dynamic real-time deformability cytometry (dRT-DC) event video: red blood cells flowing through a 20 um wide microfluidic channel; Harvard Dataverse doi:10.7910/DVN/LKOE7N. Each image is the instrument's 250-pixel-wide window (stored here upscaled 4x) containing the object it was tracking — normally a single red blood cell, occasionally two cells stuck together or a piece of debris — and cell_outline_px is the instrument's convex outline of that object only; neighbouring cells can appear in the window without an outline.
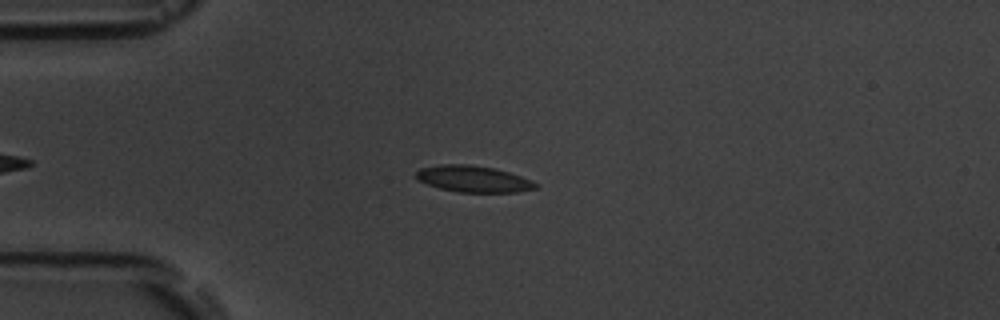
{"species": "common noctule bat (a hibernating species)", "species_latin": "Nyctalus noctula", "temperature_condition": "room temperature", "stored_images_in_passage": 13, "camera_frame_rate_fps": 3000, "um_per_image_px": 0.085, "animal": {"sex": "male", "body_mass_g": 19.5, "forearm_length_mm": 54.6}, "frame": {"image": 1, "passage_image": 2, "time_ms": 2.0, "image_size_px": [1000, 320], "cell_outline_px": [[540, 184], [536, 188], [516, 192], [460, 192], [440, 188], [416, 180], [416, 172], [420, 168], [440, 164], [468, 164], [496, 168], [532, 180]], "centroid_in_image_um": [40.23, 15.2], "position_along_channel_um": 44.8, "area_um2": 18.44}}
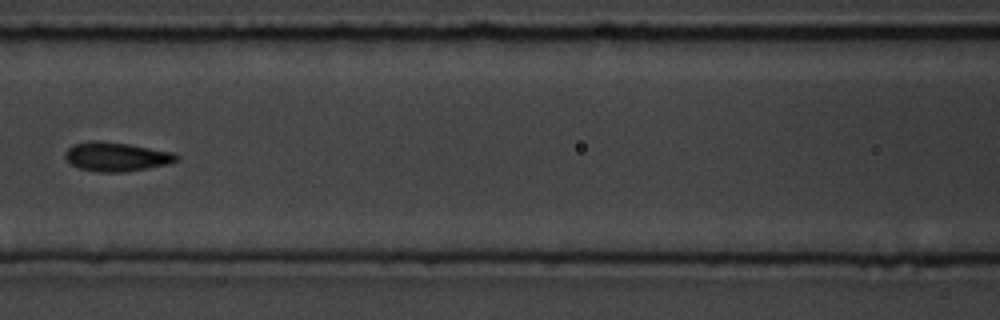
{"frame": {"image": 2, "passage_image": 5, "time_ms": 5.667, "image_size_px": [1000, 320], "cell_outline_px": [[180, 160], [168, 164], [148, 168], [124, 172], [96, 172], [80, 168], [72, 164], [64, 156], [64, 152], [72, 144], [92, 140], [100, 140], [128, 144], [176, 152], [180, 156]], "centroid_in_image_um": [9.93, 13.31], "position_along_channel_um": 156.7, "area_um2": 19.13}}
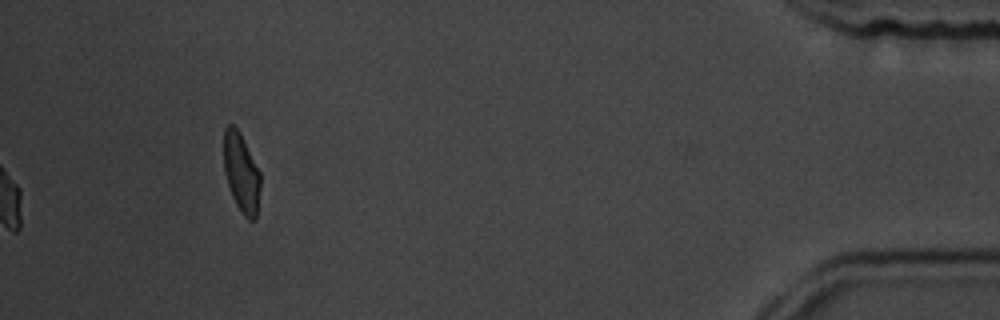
{"frame": {"image": 3, "passage_image": 12, "time_ms": 14.667, "image_size_px": [1000, 320], "cell_outline_px": [[260, 188], [256, 220], [248, 220], [244, 216], [236, 204], [232, 196], [224, 172], [224, 128], [228, 124], [232, 124], [240, 132], [260, 172]], "centroid_in_image_um": [20.51, 14.69], "position_along_channel_um": 414.7, "area_um2": 16.88}, "authors_computed_cell_mechanics": {"area_um2": 18.3804, "velocity_mm_per_s": 3.6026, "shape_relaxation_time_tau1_ms": 4.7664, "shape_relaxation_time_tau2_ms": 0.8123, "deformation_change_tau1": 0.1339, "deformation_change_tau2": 0.0389}}